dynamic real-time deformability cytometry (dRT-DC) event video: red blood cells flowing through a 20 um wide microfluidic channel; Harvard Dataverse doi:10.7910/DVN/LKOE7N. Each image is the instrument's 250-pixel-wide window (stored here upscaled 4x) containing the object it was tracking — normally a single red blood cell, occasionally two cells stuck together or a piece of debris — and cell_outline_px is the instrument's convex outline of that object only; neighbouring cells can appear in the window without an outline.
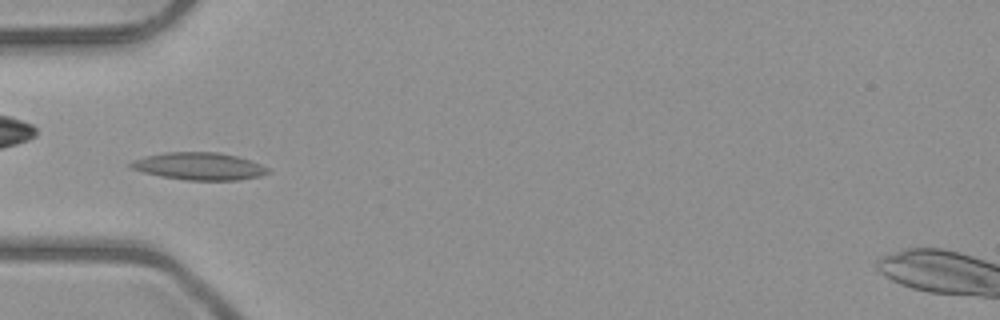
{"species": "common noctule bat (a hibernating species)", "species_latin": "Nyctalus noctula", "temperature_condition": "room temperature", "stored_images_in_passage": 45, "camera_frame_rate_fps": 3000, "um_per_image_px": 0.085, "animal": {"sex": "male", "body_mass_g": 23.1, "forearm_length_mm": 52.7}, "frame": {"image": 1, "passage_image": 16, "time_ms": 5.0, "image_size_px": [1000, 320], "cell_outline_px": [[272, 172], [260, 176], [240, 180], [184, 180], [160, 176], [128, 168], [128, 164], [132, 160], [144, 156], [164, 152], [220, 152], [236, 156], [260, 164], [268, 168]], "centroid_in_image_um": [16.89, 14.13], "position_along_channel_um": 68.1, "area_um2": 22.08}}
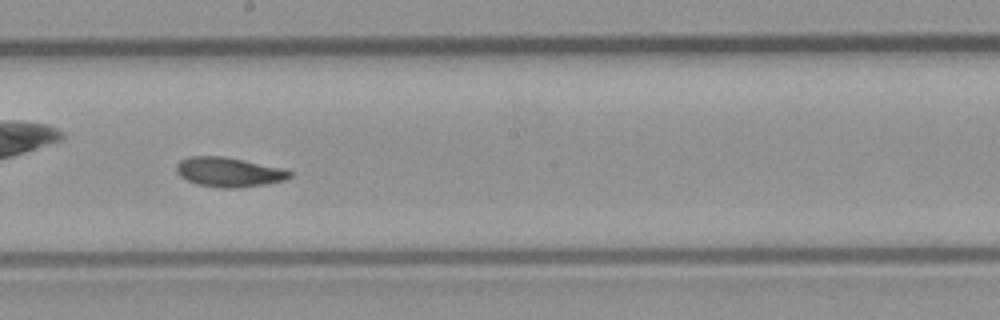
{"frame": {"image": 2, "passage_image": 28, "time_ms": 9.0, "image_size_px": [1000, 320], "cell_outline_px": [[292, 176], [284, 180], [268, 184], [236, 188], [220, 188], [196, 184], [180, 176], [176, 172], [176, 164], [180, 160], [188, 156], [224, 156], [284, 168], [292, 172]], "centroid_in_image_um": [19.45, 14.62], "position_along_channel_um": 228.7, "area_um2": 19.71}}
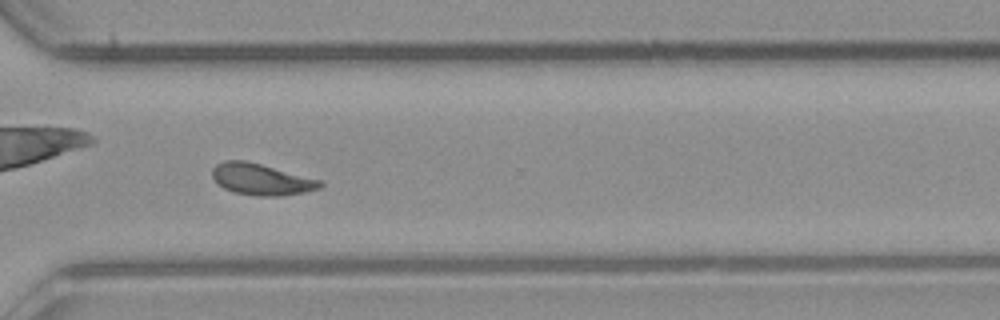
{"frame": {"image": 3, "passage_image": 37, "time_ms": 12.0, "image_size_px": [1000, 320], "cell_outline_px": [[324, 184], [320, 188], [304, 192], [280, 196], [256, 196], [236, 192], [224, 188], [212, 176], [212, 168], [216, 164], [224, 160], [244, 160], [324, 180]], "centroid_in_image_um": [22.25, 15.24], "position_along_channel_um": 348.3, "area_um2": 19.71}, "authors_computed_cell_mechanics": {"area_um2": 20.1144, "velocity_mm_per_s": 3.9928, "shape_relaxation_time_tau1_ms": 4.561, "shape_relaxation_time_tau2_ms": 3.1915, "deformation_change_tau1": 0.1466, "deformation_change_tau2": 0.0943}}